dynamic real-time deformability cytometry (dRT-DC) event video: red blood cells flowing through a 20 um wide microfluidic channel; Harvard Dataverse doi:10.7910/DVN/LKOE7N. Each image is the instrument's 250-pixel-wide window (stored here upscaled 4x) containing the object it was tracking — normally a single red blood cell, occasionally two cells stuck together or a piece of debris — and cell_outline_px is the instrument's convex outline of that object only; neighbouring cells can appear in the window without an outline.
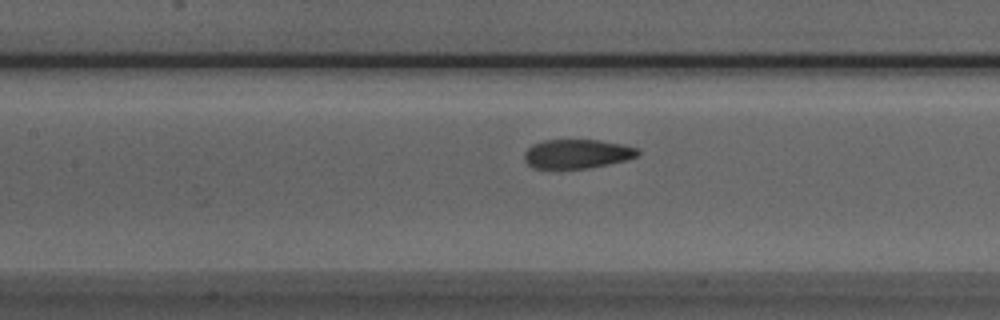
{"species": "Egyptian fruit bat (a non-hibernating species)", "species_latin": "Rousettus aegyptiacus", "temperature_condition": "room temperature", "stored_images_in_passage": 28, "camera_frame_rate_fps": 3000, "um_per_image_px": 0.085, "animal": {"sex": "male"}, "frame": {"image": 1, "passage_image": 8, "time_ms": 2.333, "image_size_px": [1000, 320], "cell_outline_px": [[640, 152], [636, 156], [624, 160], [608, 164], [588, 168], [560, 172], [532, 168], [524, 160], [524, 152], [532, 144], [544, 140], [600, 140], [640, 148]], "centroid_in_image_um": [48.97, 13.12], "position_along_channel_um": 158.4, "area_um2": 20.0}}
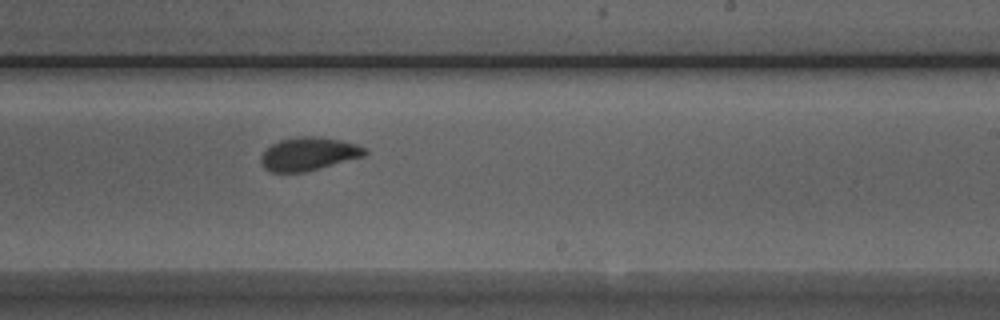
{"frame": {"image": 2, "passage_image": 16, "time_ms": 5.0, "image_size_px": [1000, 320], "cell_outline_px": [[368, 152], [364, 156], [304, 172], [272, 172], [264, 168], [260, 160], [260, 156], [272, 144], [280, 140], [296, 136], [320, 136], [340, 140], [356, 144], [368, 148]], "centroid_in_image_um": [26.24, 13.07], "position_along_channel_um": 262.8, "area_um2": 20.11}}
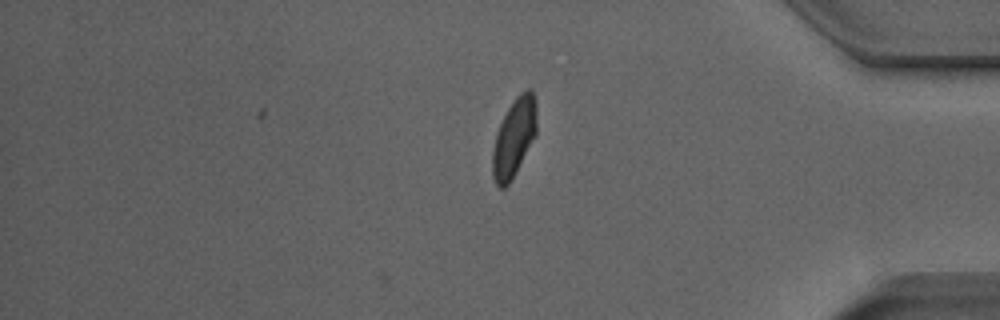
{"frame": {"image": 3, "passage_image": 28, "time_ms": 9.0, "image_size_px": [1000, 320], "cell_outline_px": [[536, 136], [512, 180], [504, 188], [500, 188], [496, 184], [492, 176], [492, 152], [496, 132], [508, 108], [516, 96], [520, 92], [528, 88], [532, 88], [536, 100]], "centroid_in_image_um": [43.7, 11.69], "position_along_channel_um": 391.5, "area_um2": 20.46}, "authors_computed_cell_mechanics": {"area_um2": 20.2589, "velocity_mm_per_s": 3.9317, "shape_relaxation_time_tau1_ms": 3.26, "shape_relaxation_time_tau2_ms": 1.0741, "deformation_change_tau1": 0.124, "deformation_change_tau2": 0.0581}}